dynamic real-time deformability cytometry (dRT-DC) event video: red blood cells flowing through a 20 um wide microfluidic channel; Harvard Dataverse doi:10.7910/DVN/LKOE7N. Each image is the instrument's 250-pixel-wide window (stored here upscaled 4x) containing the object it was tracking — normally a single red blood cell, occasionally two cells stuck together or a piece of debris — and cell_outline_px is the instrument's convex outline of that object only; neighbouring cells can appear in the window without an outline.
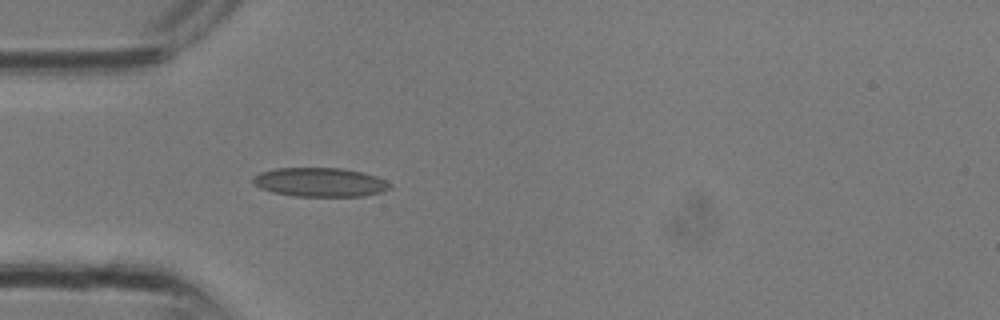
{"species": "common noctule bat (a hibernating species)", "species_latin": "Nyctalus noctula", "temperature_condition": "room temperature", "stored_images_in_passage": 31, "camera_frame_rate_fps": 3000, "um_per_image_px": 0.085, "animal": {"sex": "male", "body_mass_g": 13.3}, "frame": {"image": 1, "passage_image": 9, "time_ms": 2.667, "image_size_px": [1000, 320], "cell_outline_px": [[392, 188], [380, 192], [364, 196], [296, 196], [272, 192], [260, 188], [252, 180], [252, 176], [260, 172], [276, 168], [340, 168], [364, 172], [376, 176], [392, 184]], "centroid_in_image_um": [27.21, 15.48], "position_along_channel_um": 57.8, "area_um2": 23.18}}
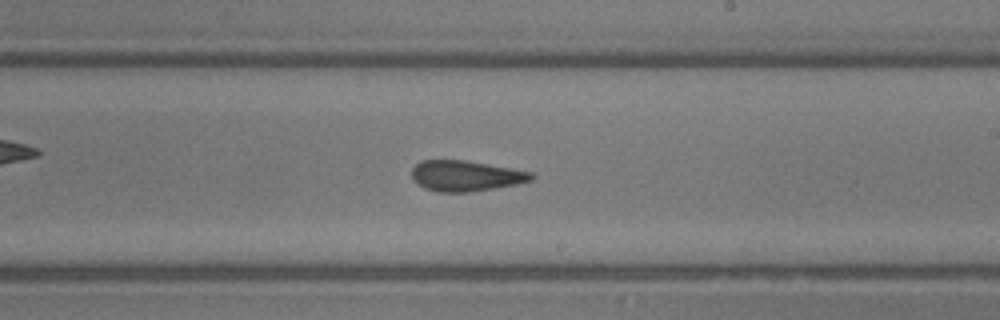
{"frame": {"image": 2, "passage_image": 18, "time_ms": 5.667, "image_size_px": [1000, 320], "cell_outline_px": [[536, 176], [532, 180], [516, 184], [468, 192], [440, 192], [424, 188], [416, 184], [412, 180], [412, 168], [420, 160], [464, 160], [532, 172]], "centroid_in_image_um": [39.54, 14.95], "position_along_channel_um": 249.5, "area_um2": 21.27}}
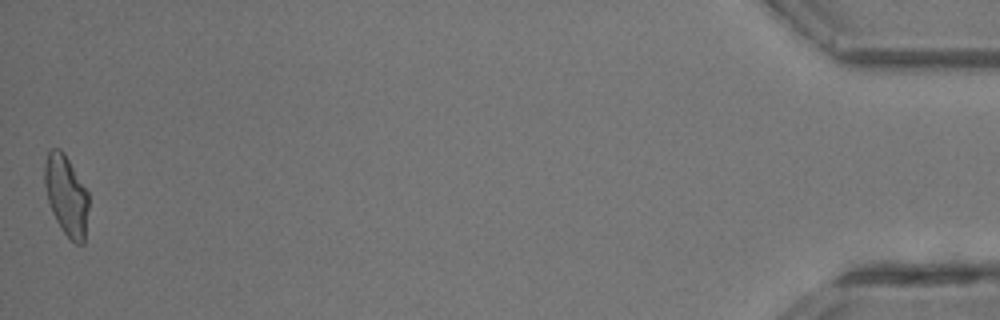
{"frame": {"image": 3, "passage_image": 31, "time_ms": 10.0, "image_size_px": [1000, 320], "cell_outline_px": [[88, 208], [84, 244], [76, 244], [64, 232], [56, 220], [52, 212], [48, 200], [44, 184], [44, 164], [48, 152], [52, 148], [60, 148], [64, 152], [88, 192]], "centroid_in_image_um": [5.63, 16.59], "position_along_channel_um": 429.6, "area_um2": 20.46}}